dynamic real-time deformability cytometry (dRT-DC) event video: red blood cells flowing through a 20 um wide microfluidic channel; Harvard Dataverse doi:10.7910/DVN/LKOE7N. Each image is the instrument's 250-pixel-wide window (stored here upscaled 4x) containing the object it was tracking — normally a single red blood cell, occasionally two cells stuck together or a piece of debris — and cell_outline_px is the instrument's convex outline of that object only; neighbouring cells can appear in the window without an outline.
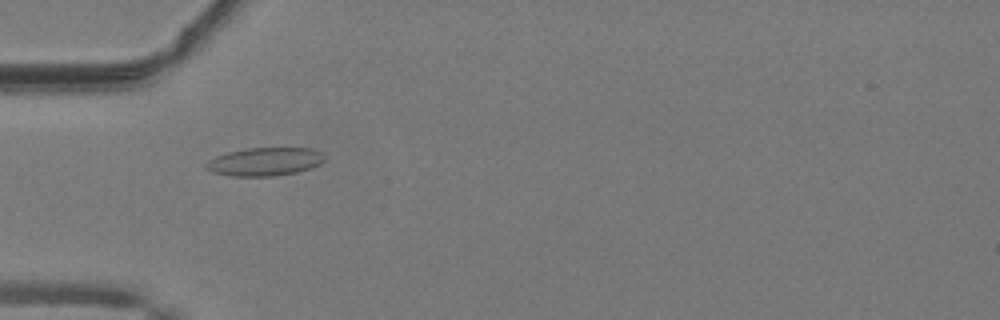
{"species": "common noctule bat (a hibernating species)", "species_latin": "Nyctalus noctula", "temperature_condition": "warm", "stored_images_in_passage": 50, "camera_frame_rate_fps": 3000, "um_per_image_px": 0.085, "animal": {"sex": "male", "body_mass_g": 19.2, "forearm_length_mm": 51.8}, "frame": {"image": 1, "passage_image": 16, "time_ms": 5.0, "image_size_px": [1000, 320], "cell_outline_px": [[324, 160], [320, 164], [312, 168], [296, 172], [276, 176], [232, 176], [212, 172], [204, 168], [204, 164], [208, 160], [216, 156], [228, 152], [248, 148], [312, 148], [324, 152]], "centroid_in_image_um": [22.52, 13.74], "position_along_channel_um": 62.5, "area_um2": 19.71}}
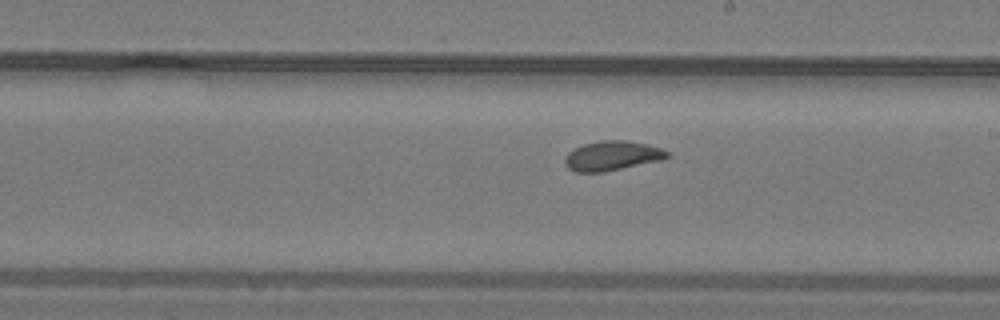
{"frame": {"image": 2, "passage_image": 29, "time_ms": 9.333, "image_size_px": [1000, 320], "cell_outline_px": [[668, 156], [660, 160], [604, 172], [576, 172], [568, 168], [564, 164], [564, 160], [568, 152], [584, 144], [600, 140], [624, 140], [648, 144], [660, 148], [668, 152]], "centroid_in_image_um": [51.99, 13.24], "position_along_channel_um": 237.0, "area_um2": 17.46}}
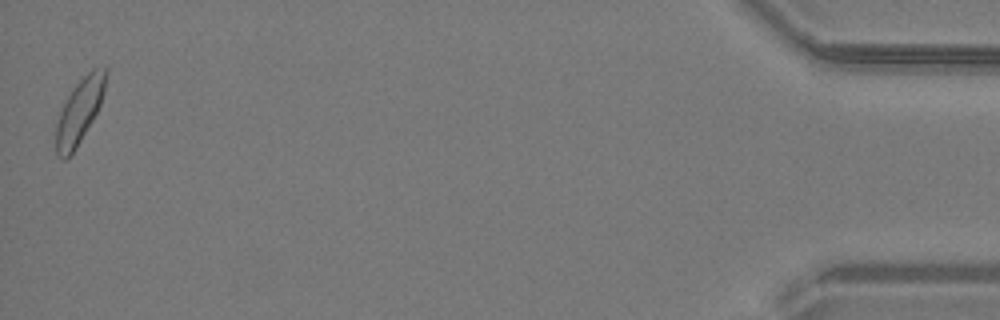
{"frame": {"image": 3, "passage_image": 50, "time_ms": 16.333, "image_size_px": [1000, 320], "cell_outline_px": [[108, 72], [104, 92], [100, 104], [92, 120], [76, 148], [64, 160], [56, 156], [56, 124], [64, 100], [72, 88], [92, 68], [108, 68]], "centroid_in_image_um": [6.75, 9.42], "position_along_channel_um": 428.5, "area_um2": 18.61}, "authors_computed_cell_mechanics": {"area_um2": 18.0336, "velocity_mm_per_s": 4.0697, "shape_relaxation_time_tau1_ms": 3.978, "shape_relaxation_time_tau2_ms": 1.0782, "deformation_change_tau1": 0.1093, "deformation_change_tau2": 0.0695}}